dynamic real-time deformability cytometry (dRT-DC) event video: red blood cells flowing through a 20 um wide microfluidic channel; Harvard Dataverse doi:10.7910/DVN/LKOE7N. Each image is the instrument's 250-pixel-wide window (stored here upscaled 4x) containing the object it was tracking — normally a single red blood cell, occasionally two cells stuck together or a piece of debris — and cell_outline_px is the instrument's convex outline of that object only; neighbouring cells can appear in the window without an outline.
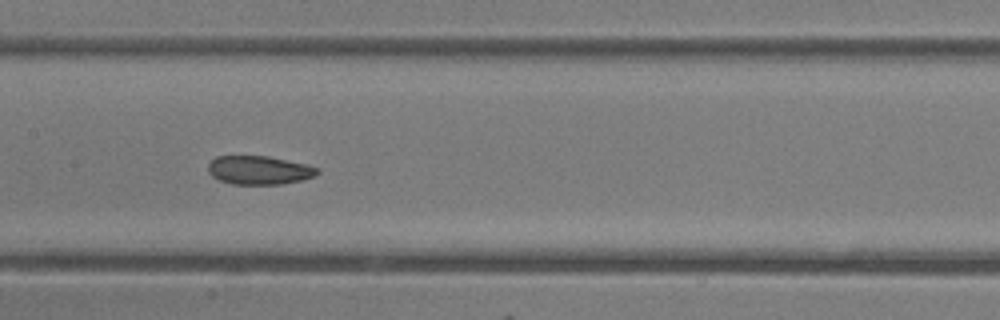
{"species": "common noctule bat (a hibernating species)", "species_latin": "Nyctalus noctula", "temperature_condition": "room temperature", "stored_images_in_passage": 36, "camera_frame_rate_fps": 3000, "um_per_image_px": 0.085, "animal": {"sex": "female"}, "frame": {"image": 1, "passage_image": 11, "time_ms": 3.333, "image_size_px": [1000, 320], "cell_outline_px": [[320, 172], [316, 176], [300, 180], [280, 184], [232, 184], [220, 180], [212, 176], [208, 172], [208, 164], [216, 156], [268, 156], [308, 164], [320, 168]], "centroid_in_image_um": [22.06, 14.46], "position_along_channel_um": 185.3, "area_um2": 18.32}, "authors_computed_cell_mechanics": {"area_um2": 19.1896, "velocity_mm_per_s": 4.136, "shape_relaxation_time_tau1_ms": 4.0446, "shape_relaxation_time_tau2_ms": 2.0781, "deformation_change_tau1": 0.0875, "deformation_change_tau2": 0.0722}}